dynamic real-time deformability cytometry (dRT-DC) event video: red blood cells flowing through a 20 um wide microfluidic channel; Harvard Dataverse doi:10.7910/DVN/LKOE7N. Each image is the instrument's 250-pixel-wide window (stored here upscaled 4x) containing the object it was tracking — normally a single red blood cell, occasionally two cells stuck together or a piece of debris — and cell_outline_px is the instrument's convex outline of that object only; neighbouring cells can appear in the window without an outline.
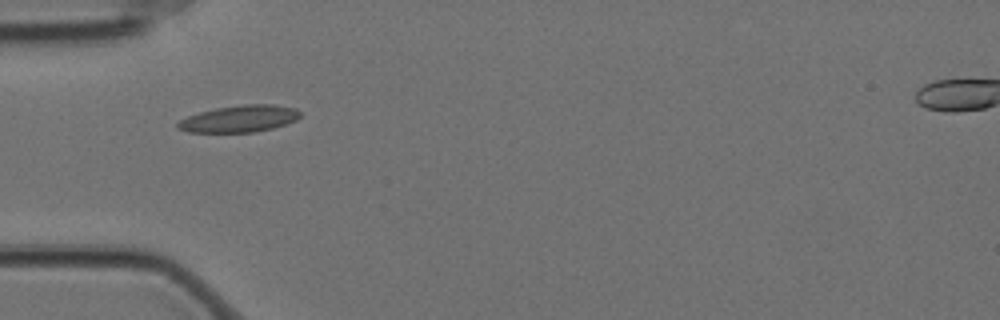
{"species": "Egyptian fruit bat (a non-hibernating species)", "species_latin": "Rousettus aegyptiacus", "temperature_condition": "cold", "stored_images_in_passage": 34, "camera_frame_rate_fps": 3000, "um_per_image_px": 0.085, "animal": {"sex": "female"}, "frame": {"image": 1, "passage_image": 1, "time_ms": 0.0, "image_size_px": [1000, 320], "cell_outline_px": [[300, 116], [296, 120], [272, 128], [252, 132], [188, 132], [176, 128], [176, 124], [180, 120], [188, 116], [200, 112], [216, 108], [244, 104], [276, 104], [296, 108], [300, 112]], "centroid_in_image_um": [20.35, 10.08], "position_along_channel_um": 64.7, "area_um2": 19.07}}
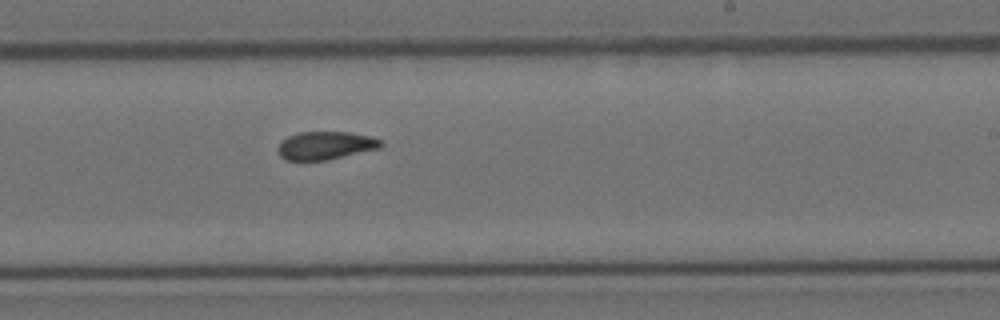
{"frame": {"image": 2, "passage_image": 18, "time_ms": 5.667, "image_size_px": [1000, 320], "cell_outline_px": [[384, 144], [380, 148], [328, 160], [284, 160], [280, 156], [276, 148], [288, 136], [300, 132], [348, 132], [368, 136], [380, 140]], "centroid_in_image_um": [27.65, 12.37], "position_along_channel_um": 261.3, "area_um2": 16.76}}
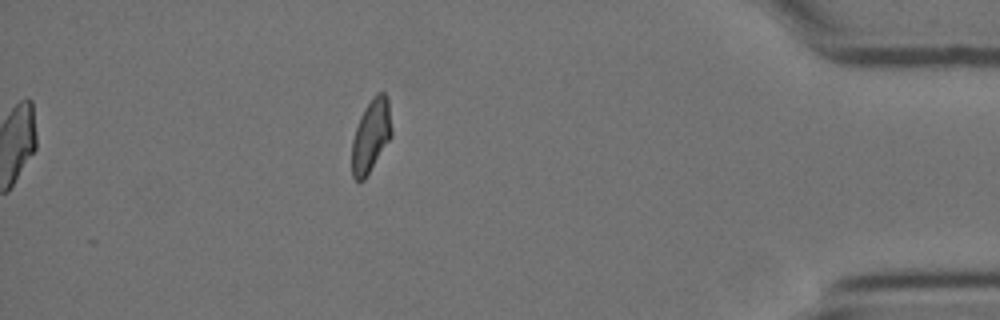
{"frame": {"image": 3, "passage_image": 34, "time_ms": 11.0, "image_size_px": [1000, 320], "cell_outline_px": [[392, 136], [364, 180], [356, 180], [352, 176], [352, 140], [360, 116], [364, 108], [372, 96], [376, 92], [384, 92], [388, 100], [392, 128]], "centroid_in_image_um": [31.53, 11.5], "position_along_channel_um": 403.7, "area_um2": 16.88}, "authors_computed_cell_mechanics": {"area_um2": 17.5134, "velocity_mm_per_s": 3.4913, "shape_relaxation_time_tau1_ms": 11.1436, "shape_relaxation_time_tau2_ms": 3.2877, "deformation_change_tau1": 0.2151, "deformation_change_tau2": 0.0814}}